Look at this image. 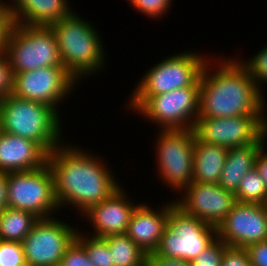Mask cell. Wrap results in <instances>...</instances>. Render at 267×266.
<instances>
[{
  "instance_id": "32",
  "label": "cell",
  "mask_w": 267,
  "mask_h": 266,
  "mask_svg": "<svg viewBox=\"0 0 267 266\" xmlns=\"http://www.w3.org/2000/svg\"><path fill=\"white\" fill-rule=\"evenodd\" d=\"M221 266H252L245 248L228 246L222 258Z\"/></svg>"
},
{
  "instance_id": "8",
  "label": "cell",
  "mask_w": 267,
  "mask_h": 266,
  "mask_svg": "<svg viewBox=\"0 0 267 266\" xmlns=\"http://www.w3.org/2000/svg\"><path fill=\"white\" fill-rule=\"evenodd\" d=\"M217 238V227L186 213L172 199L169 200L166 228L155 252L161 256L192 262Z\"/></svg>"
},
{
  "instance_id": "21",
  "label": "cell",
  "mask_w": 267,
  "mask_h": 266,
  "mask_svg": "<svg viewBox=\"0 0 267 266\" xmlns=\"http://www.w3.org/2000/svg\"><path fill=\"white\" fill-rule=\"evenodd\" d=\"M228 149L199 140L195 136L193 182L218 184Z\"/></svg>"
},
{
  "instance_id": "18",
  "label": "cell",
  "mask_w": 267,
  "mask_h": 266,
  "mask_svg": "<svg viewBox=\"0 0 267 266\" xmlns=\"http://www.w3.org/2000/svg\"><path fill=\"white\" fill-rule=\"evenodd\" d=\"M47 155L35 141L0 130V172L41 168L47 163Z\"/></svg>"
},
{
  "instance_id": "6",
  "label": "cell",
  "mask_w": 267,
  "mask_h": 266,
  "mask_svg": "<svg viewBox=\"0 0 267 266\" xmlns=\"http://www.w3.org/2000/svg\"><path fill=\"white\" fill-rule=\"evenodd\" d=\"M3 51L14 74L63 66L58 43L50 26L14 23Z\"/></svg>"
},
{
  "instance_id": "35",
  "label": "cell",
  "mask_w": 267,
  "mask_h": 266,
  "mask_svg": "<svg viewBox=\"0 0 267 266\" xmlns=\"http://www.w3.org/2000/svg\"><path fill=\"white\" fill-rule=\"evenodd\" d=\"M146 266H192L191 262L184 259H175L171 257L158 255L156 252L147 254Z\"/></svg>"
},
{
  "instance_id": "29",
  "label": "cell",
  "mask_w": 267,
  "mask_h": 266,
  "mask_svg": "<svg viewBox=\"0 0 267 266\" xmlns=\"http://www.w3.org/2000/svg\"><path fill=\"white\" fill-rule=\"evenodd\" d=\"M228 247L217 238L209 247L202 251L192 262V266H221L223 253Z\"/></svg>"
},
{
  "instance_id": "38",
  "label": "cell",
  "mask_w": 267,
  "mask_h": 266,
  "mask_svg": "<svg viewBox=\"0 0 267 266\" xmlns=\"http://www.w3.org/2000/svg\"><path fill=\"white\" fill-rule=\"evenodd\" d=\"M129 4H131L134 0H126Z\"/></svg>"
},
{
  "instance_id": "23",
  "label": "cell",
  "mask_w": 267,
  "mask_h": 266,
  "mask_svg": "<svg viewBox=\"0 0 267 266\" xmlns=\"http://www.w3.org/2000/svg\"><path fill=\"white\" fill-rule=\"evenodd\" d=\"M103 239L109 246L114 266H146L147 254L126 234L108 235Z\"/></svg>"
},
{
  "instance_id": "34",
  "label": "cell",
  "mask_w": 267,
  "mask_h": 266,
  "mask_svg": "<svg viewBox=\"0 0 267 266\" xmlns=\"http://www.w3.org/2000/svg\"><path fill=\"white\" fill-rule=\"evenodd\" d=\"M245 249L252 266H267V240L251 244Z\"/></svg>"
},
{
  "instance_id": "37",
  "label": "cell",
  "mask_w": 267,
  "mask_h": 266,
  "mask_svg": "<svg viewBox=\"0 0 267 266\" xmlns=\"http://www.w3.org/2000/svg\"><path fill=\"white\" fill-rule=\"evenodd\" d=\"M7 207V172H0V212Z\"/></svg>"
},
{
  "instance_id": "30",
  "label": "cell",
  "mask_w": 267,
  "mask_h": 266,
  "mask_svg": "<svg viewBox=\"0 0 267 266\" xmlns=\"http://www.w3.org/2000/svg\"><path fill=\"white\" fill-rule=\"evenodd\" d=\"M59 266H95L87 257L84 248L74 240L67 248Z\"/></svg>"
},
{
  "instance_id": "33",
  "label": "cell",
  "mask_w": 267,
  "mask_h": 266,
  "mask_svg": "<svg viewBox=\"0 0 267 266\" xmlns=\"http://www.w3.org/2000/svg\"><path fill=\"white\" fill-rule=\"evenodd\" d=\"M13 24L10 3L0 0V50H3Z\"/></svg>"
},
{
  "instance_id": "11",
  "label": "cell",
  "mask_w": 267,
  "mask_h": 266,
  "mask_svg": "<svg viewBox=\"0 0 267 266\" xmlns=\"http://www.w3.org/2000/svg\"><path fill=\"white\" fill-rule=\"evenodd\" d=\"M61 218L39 219L22 240L27 266H59L79 229Z\"/></svg>"
},
{
  "instance_id": "24",
  "label": "cell",
  "mask_w": 267,
  "mask_h": 266,
  "mask_svg": "<svg viewBox=\"0 0 267 266\" xmlns=\"http://www.w3.org/2000/svg\"><path fill=\"white\" fill-rule=\"evenodd\" d=\"M234 195L236 202L267 205V189L256 167L243 176Z\"/></svg>"
},
{
  "instance_id": "36",
  "label": "cell",
  "mask_w": 267,
  "mask_h": 266,
  "mask_svg": "<svg viewBox=\"0 0 267 266\" xmlns=\"http://www.w3.org/2000/svg\"><path fill=\"white\" fill-rule=\"evenodd\" d=\"M267 189V144L260 150L256 158V166Z\"/></svg>"
},
{
  "instance_id": "26",
  "label": "cell",
  "mask_w": 267,
  "mask_h": 266,
  "mask_svg": "<svg viewBox=\"0 0 267 266\" xmlns=\"http://www.w3.org/2000/svg\"><path fill=\"white\" fill-rule=\"evenodd\" d=\"M236 57H238L239 61L246 67L248 73L264 94L262 87L267 84V45L265 47L263 46L258 53L252 54L249 59L246 58L243 60L239 58L241 55Z\"/></svg>"
},
{
  "instance_id": "3",
  "label": "cell",
  "mask_w": 267,
  "mask_h": 266,
  "mask_svg": "<svg viewBox=\"0 0 267 266\" xmlns=\"http://www.w3.org/2000/svg\"><path fill=\"white\" fill-rule=\"evenodd\" d=\"M78 14L74 9L50 27L55 34L63 66L80 84L87 77L102 72L108 58L99 29Z\"/></svg>"
},
{
  "instance_id": "27",
  "label": "cell",
  "mask_w": 267,
  "mask_h": 266,
  "mask_svg": "<svg viewBox=\"0 0 267 266\" xmlns=\"http://www.w3.org/2000/svg\"><path fill=\"white\" fill-rule=\"evenodd\" d=\"M173 0H134L131 3V7L137 12H140L142 16L153 20L162 19L163 15L169 13L172 7Z\"/></svg>"
},
{
  "instance_id": "7",
  "label": "cell",
  "mask_w": 267,
  "mask_h": 266,
  "mask_svg": "<svg viewBox=\"0 0 267 266\" xmlns=\"http://www.w3.org/2000/svg\"><path fill=\"white\" fill-rule=\"evenodd\" d=\"M155 136L157 178L172 191L181 193L193 182L194 144L193 129L158 130ZM157 140V141H156Z\"/></svg>"
},
{
  "instance_id": "9",
  "label": "cell",
  "mask_w": 267,
  "mask_h": 266,
  "mask_svg": "<svg viewBox=\"0 0 267 266\" xmlns=\"http://www.w3.org/2000/svg\"><path fill=\"white\" fill-rule=\"evenodd\" d=\"M7 200L8 208L31 212L39 219L59 213L53 175L47 163L35 170L8 172Z\"/></svg>"
},
{
  "instance_id": "25",
  "label": "cell",
  "mask_w": 267,
  "mask_h": 266,
  "mask_svg": "<svg viewBox=\"0 0 267 266\" xmlns=\"http://www.w3.org/2000/svg\"><path fill=\"white\" fill-rule=\"evenodd\" d=\"M75 240L84 248L95 266H114L109 246L103 238L87 235L80 227Z\"/></svg>"
},
{
  "instance_id": "13",
  "label": "cell",
  "mask_w": 267,
  "mask_h": 266,
  "mask_svg": "<svg viewBox=\"0 0 267 266\" xmlns=\"http://www.w3.org/2000/svg\"><path fill=\"white\" fill-rule=\"evenodd\" d=\"M267 128V116L197 118L195 136L206 143L227 149L255 143Z\"/></svg>"
},
{
  "instance_id": "12",
  "label": "cell",
  "mask_w": 267,
  "mask_h": 266,
  "mask_svg": "<svg viewBox=\"0 0 267 266\" xmlns=\"http://www.w3.org/2000/svg\"><path fill=\"white\" fill-rule=\"evenodd\" d=\"M77 83L64 66L44 67L14 74L13 94L47 104L61 115L59 107L79 86Z\"/></svg>"
},
{
  "instance_id": "2",
  "label": "cell",
  "mask_w": 267,
  "mask_h": 266,
  "mask_svg": "<svg viewBox=\"0 0 267 266\" xmlns=\"http://www.w3.org/2000/svg\"><path fill=\"white\" fill-rule=\"evenodd\" d=\"M220 57L210 56L200 74L198 118L267 116V99L246 67L236 56Z\"/></svg>"
},
{
  "instance_id": "22",
  "label": "cell",
  "mask_w": 267,
  "mask_h": 266,
  "mask_svg": "<svg viewBox=\"0 0 267 266\" xmlns=\"http://www.w3.org/2000/svg\"><path fill=\"white\" fill-rule=\"evenodd\" d=\"M38 220L31 212L5 208L0 212V240L22 242Z\"/></svg>"
},
{
  "instance_id": "28",
  "label": "cell",
  "mask_w": 267,
  "mask_h": 266,
  "mask_svg": "<svg viewBox=\"0 0 267 266\" xmlns=\"http://www.w3.org/2000/svg\"><path fill=\"white\" fill-rule=\"evenodd\" d=\"M0 266H27L21 242L0 240Z\"/></svg>"
},
{
  "instance_id": "5",
  "label": "cell",
  "mask_w": 267,
  "mask_h": 266,
  "mask_svg": "<svg viewBox=\"0 0 267 266\" xmlns=\"http://www.w3.org/2000/svg\"><path fill=\"white\" fill-rule=\"evenodd\" d=\"M210 56L188 49L169 55L147 68L134 85L126 108L136 112L151 96L167 93L178 88L192 86L200 77Z\"/></svg>"
},
{
  "instance_id": "16",
  "label": "cell",
  "mask_w": 267,
  "mask_h": 266,
  "mask_svg": "<svg viewBox=\"0 0 267 266\" xmlns=\"http://www.w3.org/2000/svg\"><path fill=\"white\" fill-rule=\"evenodd\" d=\"M123 185L99 204L91 206L82 217L92 226V233L87 235L104 238L108 235L125 234L135 208L140 204L129 194ZM129 196V197H128ZM133 200V201H132Z\"/></svg>"
},
{
  "instance_id": "14",
  "label": "cell",
  "mask_w": 267,
  "mask_h": 266,
  "mask_svg": "<svg viewBox=\"0 0 267 266\" xmlns=\"http://www.w3.org/2000/svg\"><path fill=\"white\" fill-rule=\"evenodd\" d=\"M218 238L231 247L247 246L267 240V205L236 202L217 226Z\"/></svg>"
},
{
  "instance_id": "1",
  "label": "cell",
  "mask_w": 267,
  "mask_h": 266,
  "mask_svg": "<svg viewBox=\"0 0 267 266\" xmlns=\"http://www.w3.org/2000/svg\"><path fill=\"white\" fill-rule=\"evenodd\" d=\"M70 142H63L48 154L47 165L53 175L58 208H73L71 211L77 210L82 215L91 206L108 198L122 184L102 156L97 157V153L83 150L82 146L80 148Z\"/></svg>"
},
{
  "instance_id": "31",
  "label": "cell",
  "mask_w": 267,
  "mask_h": 266,
  "mask_svg": "<svg viewBox=\"0 0 267 266\" xmlns=\"http://www.w3.org/2000/svg\"><path fill=\"white\" fill-rule=\"evenodd\" d=\"M14 73L3 50H0V100L13 94Z\"/></svg>"
},
{
  "instance_id": "15",
  "label": "cell",
  "mask_w": 267,
  "mask_h": 266,
  "mask_svg": "<svg viewBox=\"0 0 267 266\" xmlns=\"http://www.w3.org/2000/svg\"><path fill=\"white\" fill-rule=\"evenodd\" d=\"M174 200L186 213L215 227L236 203L235 195L230 191L218 184L200 182L189 184Z\"/></svg>"
},
{
  "instance_id": "19",
  "label": "cell",
  "mask_w": 267,
  "mask_h": 266,
  "mask_svg": "<svg viewBox=\"0 0 267 266\" xmlns=\"http://www.w3.org/2000/svg\"><path fill=\"white\" fill-rule=\"evenodd\" d=\"M69 0H14L10 3L13 23L50 26L68 16L73 7Z\"/></svg>"
},
{
  "instance_id": "17",
  "label": "cell",
  "mask_w": 267,
  "mask_h": 266,
  "mask_svg": "<svg viewBox=\"0 0 267 266\" xmlns=\"http://www.w3.org/2000/svg\"><path fill=\"white\" fill-rule=\"evenodd\" d=\"M140 203L131 216L125 234L148 254L155 252L161 242L169 217V201L165 205L162 203L158 209L152 208L149 202Z\"/></svg>"
},
{
  "instance_id": "4",
  "label": "cell",
  "mask_w": 267,
  "mask_h": 266,
  "mask_svg": "<svg viewBox=\"0 0 267 266\" xmlns=\"http://www.w3.org/2000/svg\"><path fill=\"white\" fill-rule=\"evenodd\" d=\"M61 116L47 104L14 94L0 100V130L33 140L48 154L64 142Z\"/></svg>"
},
{
  "instance_id": "39",
  "label": "cell",
  "mask_w": 267,
  "mask_h": 266,
  "mask_svg": "<svg viewBox=\"0 0 267 266\" xmlns=\"http://www.w3.org/2000/svg\"><path fill=\"white\" fill-rule=\"evenodd\" d=\"M1 1H5V0H1ZM9 1L12 3L14 0H8V3H10Z\"/></svg>"
},
{
  "instance_id": "10",
  "label": "cell",
  "mask_w": 267,
  "mask_h": 266,
  "mask_svg": "<svg viewBox=\"0 0 267 266\" xmlns=\"http://www.w3.org/2000/svg\"><path fill=\"white\" fill-rule=\"evenodd\" d=\"M200 79L192 86L151 96L134 114L158 130L193 129L199 114Z\"/></svg>"
},
{
  "instance_id": "20",
  "label": "cell",
  "mask_w": 267,
  "mask_h": 266,
  "mask_svg": "<svg viewBox=\"0 0 267 266\" xmlns=\"http://www.w3.org/2000/svg\"><path fill=\"white\" fill-rule=\"evenodd\" d=\"M266 139L267 128L266 132L255 143L228 149L218 185L235 194L243 176L256 166L257 155L267 144Z\"/></svg>"
}]
</instances>
